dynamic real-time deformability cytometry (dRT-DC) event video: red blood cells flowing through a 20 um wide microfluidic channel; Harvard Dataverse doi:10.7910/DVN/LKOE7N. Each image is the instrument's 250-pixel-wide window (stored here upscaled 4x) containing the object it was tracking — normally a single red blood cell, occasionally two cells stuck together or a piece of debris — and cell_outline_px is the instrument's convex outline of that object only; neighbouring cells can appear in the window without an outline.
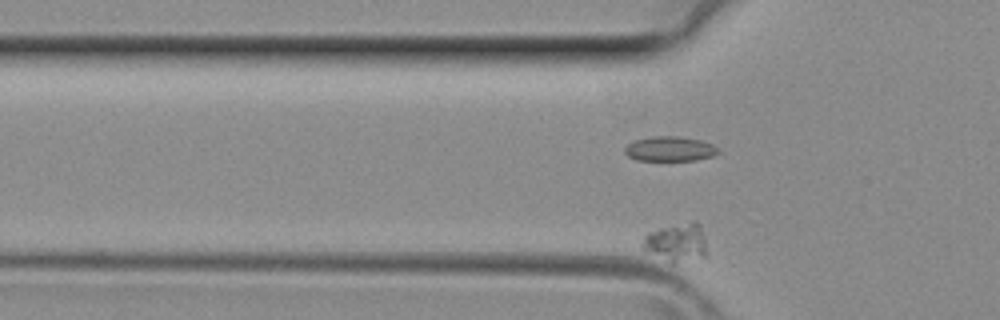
{"species": "common noctule bat (a hibernating species)", "species_latin": "Nyctalus noctula", "temperature_condition": "room temperature", "stored_images_in_passage": 24, "camera_frame_rate_fps": 3000, "um_per_image_px": 0.085, "animal": {"sex": "female", "body_mass_g": 29.2, "forearm_length_mm": 56.3}, "frame": {"image": 1, "passage_image": 3, "time_ms": 0.667, "image_size_px": [1000, 320], "cell_outline_px": [[708, 256], [672, 264], [644, 248], [644, 236], [648, 232], [660, 228], [692, 220], [696, 220], [700, 224], [704, 236], [708, 252]], "centroid_in_image_um": [57.59, 20.59], "position_along_channel_um": 68.2, "area_um2": 14.45}}
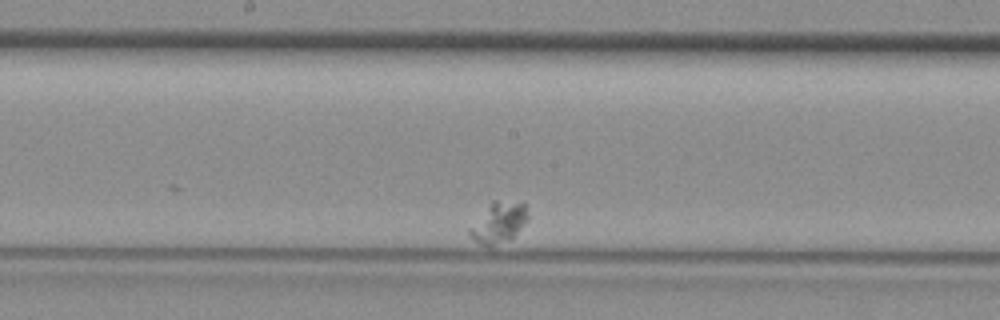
{"frame": {"image": 2, "passage_image": 14, "time_ms": 4.333, "image_size_px": [1000, 320], "cell_outline_px": [[528, 220], [512, 236], [492, 244], [480, 244], [468, 232], [468, 228], [492, 200], [496, 200], [524, 204], [528, 216]], "centroid_in_image_um": [42.36, 18.86], "position_along_channel_um": 205.8, "area_um2": 13.01}}
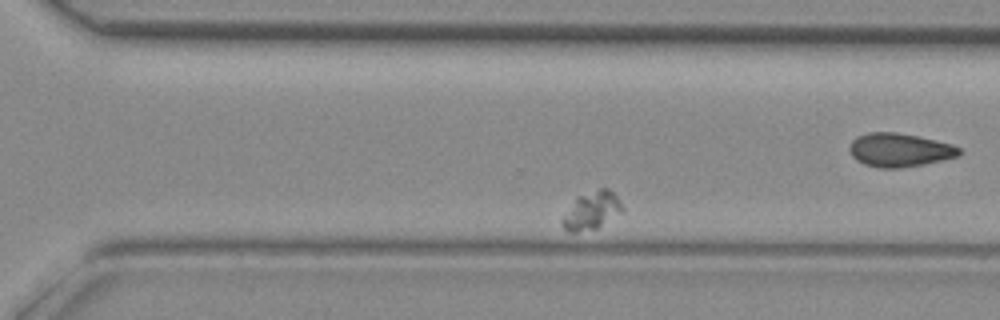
{"frame": {"image": 3, "passage_image": 23, "time_ms": 7.333, "image_size_px": [1000, 320], "cell_outline_px": [[624, 212], [596, 228], [576, 232], [568, 232], [560, 224], [560, 220], [576, 196], [600, 188], [608, 188], [616, 196], [624, 208]], "centroid_in_image_um": [50.28, 17.9], "position_along_channel_um": 320.3, "area_um2": 13.35}}